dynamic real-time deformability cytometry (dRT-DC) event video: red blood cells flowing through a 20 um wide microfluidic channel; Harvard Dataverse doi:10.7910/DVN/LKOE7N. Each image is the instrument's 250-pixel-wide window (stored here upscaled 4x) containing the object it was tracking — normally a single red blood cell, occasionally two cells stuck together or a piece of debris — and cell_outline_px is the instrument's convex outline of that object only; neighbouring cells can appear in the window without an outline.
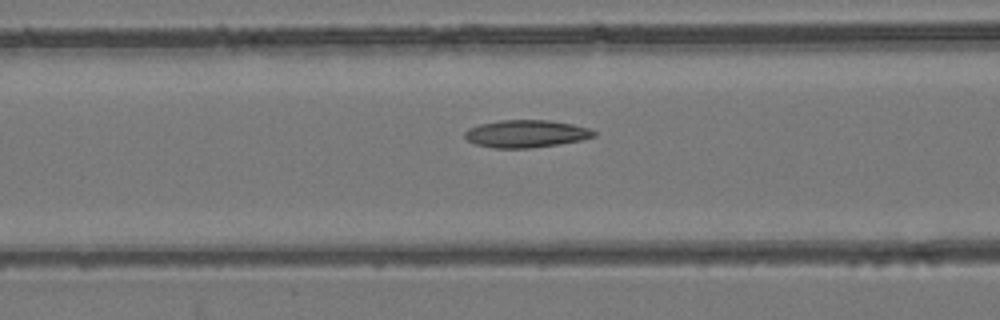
{"species": "common noctule bat (a hibernating species)", "species_latin": "Nyctalus noctula", "temperature_condition": "room temperature", "stored_images_in_passage": 25, "camera_frame_rate_fps": 3000, "um_per_image_px": 0.085, "animal": {"sex": "female", "body_mass_g": 24.6, "forearm_length_mm": 56.2}, "frame": {"image": 1, "passage_image": 13, "time_ms": 4.0, "image_size_px": [1000, 320], "cell_outline_px": [[596, 136], [580, 140], [556, 144], [528, 148], [492, 148], [476, 144], [468, 140], [464, 136], [464, 132], [468, 128], [480, 124], [500, 120], [548, 120], [572, 124], [588, 128], [596, 132]], "centroid_in_image_um": [44.69, 11.36], "position_along_channel_um": 121.9, "area_um2": 20.52}}
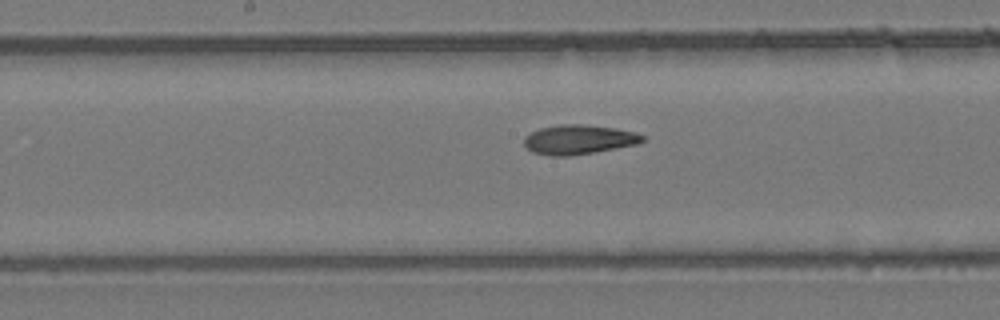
{"frame": {"image": 2, "passage_image": 19, "time_ms": 6.0, "image_size_px": [1000, 320], "cell_outline_px": [[644, 140], [636, 144], [592, 152], [568, 156], [548, 156], [532, 152], [524, 144], [524, 136], [540, 128], [560, 124], [580, 124], [616, 128], [636, 132], [644, 136]], "centroid_in_image_um": [49.16, 11.86], "position_along_channel_um": 199.0, "area_um2": 20.17}}
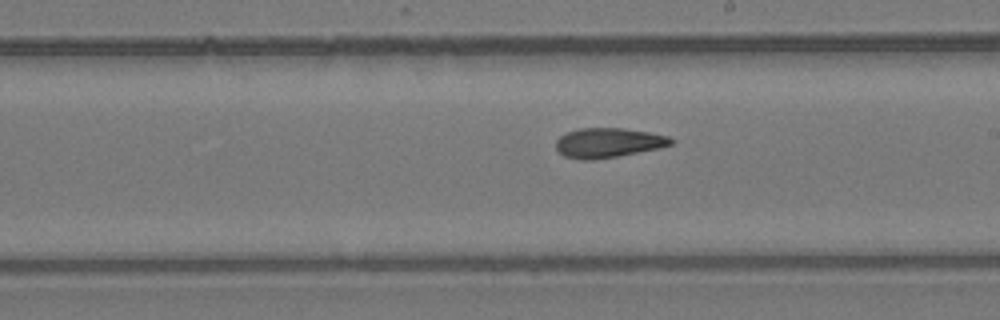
{"frame": {"image": 3, "passage_image": 22, "time_ms": 7.0, "image_size_px": [1000, 320], "cell_outline_px": [[676, 140], [672, 144], [660, 148], [616, 156], [592, 160], [580, 160], [564, 156], [556, 148], [556, 140], [560, 136], [568, 132], [580, 128], [624, 128], [648, 132], [668, 136]], "centroid_in_image_um": [51.71, 12.13], "position_along_channel_um": 237.3, "area_um2": 19.83}}